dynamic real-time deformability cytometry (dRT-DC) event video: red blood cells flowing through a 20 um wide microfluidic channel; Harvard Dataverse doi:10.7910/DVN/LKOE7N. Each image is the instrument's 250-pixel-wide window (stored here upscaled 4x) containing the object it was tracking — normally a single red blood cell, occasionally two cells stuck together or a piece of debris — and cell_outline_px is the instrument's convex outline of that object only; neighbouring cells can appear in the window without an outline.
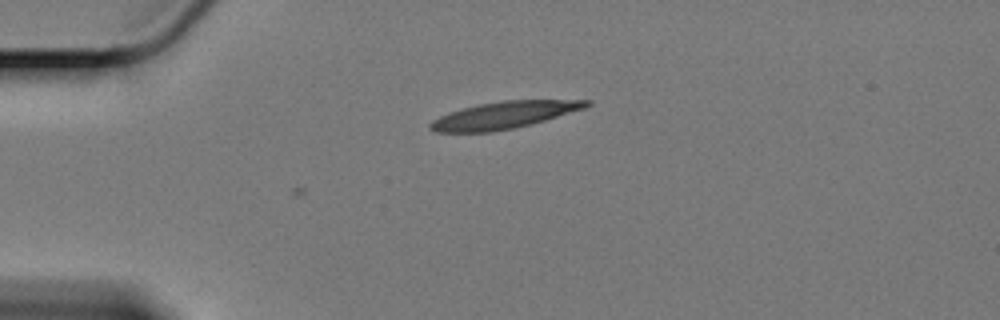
{"species": "Egyptian fruit bat (a non-hibernating species)", "species_latin": "Rousettus aegyptiacus", "temperature_condition": "cold", "stored_images_in_passage": 5, "camera_frame_rate_fps": 3000, "um_per_image_px": 0.085, "animal": {"sex": "female"}, "frame": {"image": 1, "passage_image": 1, "time_ms": 0.0, "image_size_px": [1000, 320], "cell_outline_px": [[592, 104], [584, 108], [532, 124], [492, 132], [436, 132], [428, 128], [428, 124], [432, 120], [448, 112], [480, 104], [504, 100], [592, 100]], "centroid_in_image_um": [42.82, 9.79], "position_along_channel_um": 42.2, "area_um2": 24.45}}